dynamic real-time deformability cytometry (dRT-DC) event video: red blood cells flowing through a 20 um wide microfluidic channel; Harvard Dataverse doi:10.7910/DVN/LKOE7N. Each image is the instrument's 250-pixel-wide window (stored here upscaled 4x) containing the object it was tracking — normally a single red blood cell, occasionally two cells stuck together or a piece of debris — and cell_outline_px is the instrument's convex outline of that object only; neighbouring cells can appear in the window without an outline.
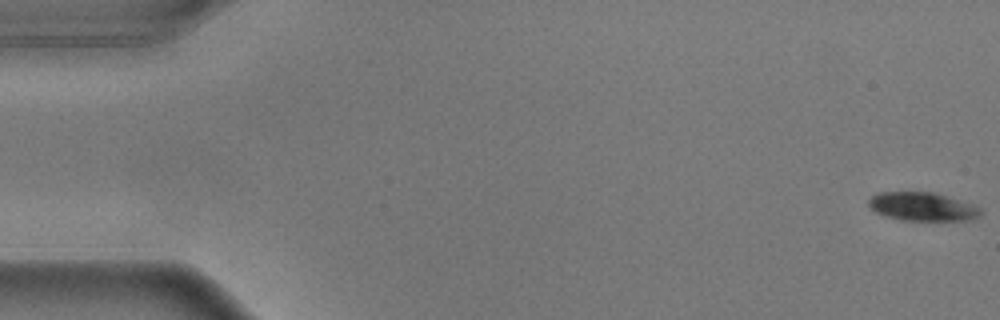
{"species": "common noctule bat (a hibernating species)", "species_latin": "Nyctalus noctula", "temperature_condition": "warm", "stored_images_in_passage": 56, "camera_frame_rate_fps": 3000, "um_per_image_px": 0.085, "animal": {"sex": "male", "body_mass_g": 17.9}, "frame": {"image": 1, "passage_image": 1, "time_ms": 0.0, "image_size_px": [1000, 320], "cell_outline_px": [[984, 212], [980, 216], [968, 220], [900, 220], [884, 216], [876, 212], [868, 204], [868, 200], [872, 196], [880, 192], [932, 192], [948, 196], [972, 204], [980, 208]], "centroid_in_image_um": [78.42, 17.56], "position_along_channel_um": 6.6, "area_um2": 18.61}}
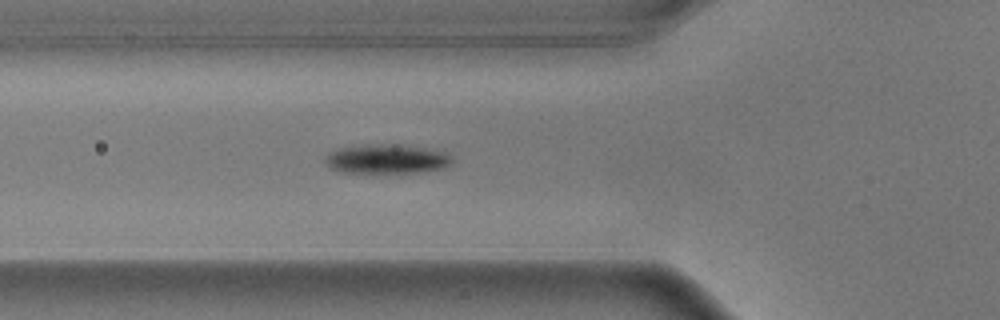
{"frame": {"image": 2, "passage_image": 20, "time_ms": 6.333, "image_size_px": [1000, 320], "cell_outline_px": [[452, 164], [444, 168], [420, 172], [340, 172], [328, 168], [324, 160], [324, 156], [328, 152], [340, 148], [364, 144], [400, 144], [424, 148], [444, 152], [452, 156]], "centroid_in_image_um": [32.83, 13.5], "position_along_channel_um": 93.0, "area_um2": 21.85}}
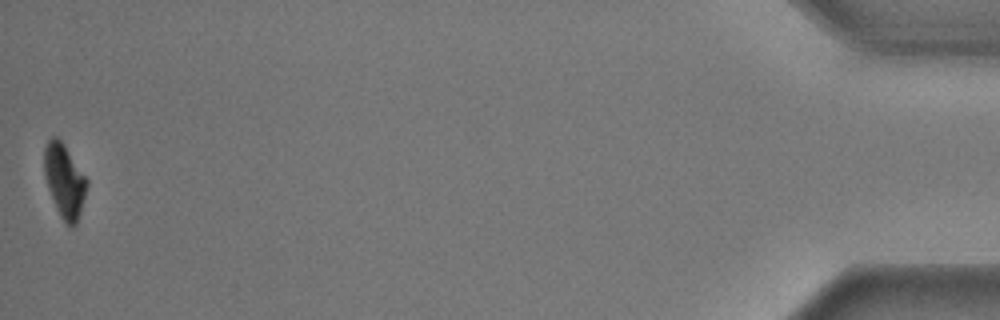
{"frame": {"image": 3, "passage_image": 56, "time_ms": 18.333, "image_size_px": [1000, 320], "cell_outline_px": [[88, 184], [80, 212], [76, 224], [72, 228], [68, 228], [60, 216], [56, 208], [48, 188], [44, 172], [44, 148], [48, 140], [52, 136], [56, 136], [64, 144], [88, 180]], "centroid_in_image_um": [5.47, 15.38], "position_along_channel_um": 429.7, "area_um2": 18.21}, "authors_computed_cell_mechanics": {"area_um2": 20.6057, "velocity_mm_per_s": 3.6063, "shape_relaxation_time_tau1_ms": 2.0806, "shape_relaxation_time_tau2_ms": null, "deformation_change_tau1": 0.1394, "deformation_change_tau2": null}}